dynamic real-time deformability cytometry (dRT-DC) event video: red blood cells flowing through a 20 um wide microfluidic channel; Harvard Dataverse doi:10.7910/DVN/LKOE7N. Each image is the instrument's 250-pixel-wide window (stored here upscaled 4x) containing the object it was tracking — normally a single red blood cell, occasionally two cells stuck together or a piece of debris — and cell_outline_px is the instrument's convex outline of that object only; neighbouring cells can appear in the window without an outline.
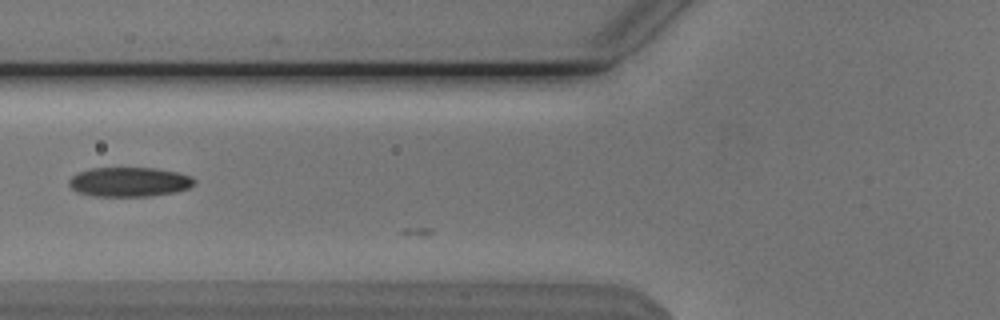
{"species": "Egyptian fruit bat (a non-hibernating species)", "species_latin": "Rousettus aegyptiacus", "temperature_condition": "cold", "stored_images_in_passage": 6, "camera_frame_rate_fps": 3000, "um_per_image_px": 0.085, "animal": {"sex": "male"}, "frame": {"image": 1, "passage_image": 5, "time_ms": 1.333, "image_size_px": [1000, 320], "cell_outline_px": [[196, 184], [188, 188], [176, 192], [152, 196], [92, 196], [76, 192], [68, 184], [68, 180], [76, 172], [92, 168], [156, 168], [176, 172], [192, 176], [196, 180]], "centroid_in_image_um": [10.99, 15.46], "position_along_channel_um": 114.8, "area_um2": 21.79}}